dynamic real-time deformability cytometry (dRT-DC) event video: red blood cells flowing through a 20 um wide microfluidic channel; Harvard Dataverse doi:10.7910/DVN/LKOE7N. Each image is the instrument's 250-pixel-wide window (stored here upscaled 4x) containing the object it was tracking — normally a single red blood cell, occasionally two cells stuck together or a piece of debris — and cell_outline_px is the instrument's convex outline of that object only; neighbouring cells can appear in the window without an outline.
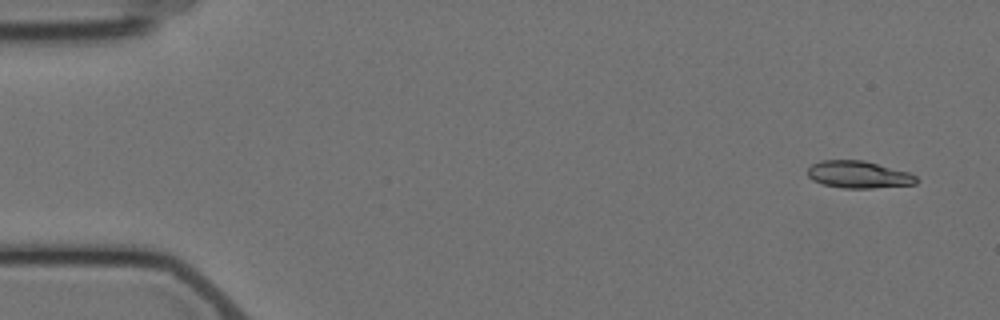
{"species": "Egyptian fruit bat (a non-hibernating species)", "species_latin": "Rousettus aegyptiacus", "temperature_condition": "cold", "stored_images_in_passage": 5, "camera_frame_rate_fps": 3000, "um_per_image_px": 0.085, "animal": {"sex": "female"}, "frame": {"image": 1, "passage_image": 1, "time_ms": 0.0, "image_size_px": [1000, 320], "cell_outline_px": [[916, 184], [872, 188], [844, 188], [824, 184], [812, 180], [808, 176], [808, 168], [812, 164], [820, 160], [864, 160], [908, 172], [916, 176]], "centroid_in_image_um": [72.95, 14.83], "position_along_channel_um": 12.0, "area_um2": 17.11}}
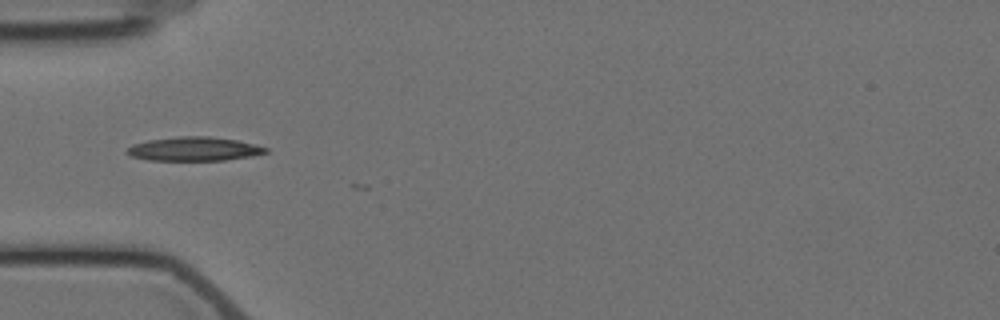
{"frame": {"image": 2, "passage_image": 5, "time_ms": 5.0, "image_size_px": [1000, 320], "cell_outline_px": [[268, 152], [252, 156], [224, 160], [148, 160], [132, 156], [124, 152], [132, 144], [148, 140], [180, 136], [208, 136], [236, 140], [268, 148]], "centroid_in_image_um": [16.47, 12.66], "position_along_channel_um": 68.5, "area_um2": 19.19}}